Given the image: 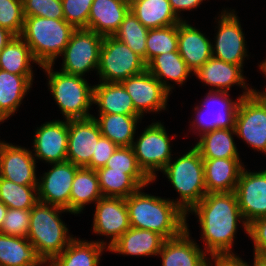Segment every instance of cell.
Segmentation results:
<instances>
[{
  "instance_id": "44dd1931",
  "label": "cell",
  "mask_w": 266,
  "mask_h": 266,
  "mask_svg": "<svg viewBox=\"0 0 266 266\" xmlns=\"http://www.w3.org/2000/svg\"><path fill=\"white\" fill-rule=\"evenodd\" d=\"M186 229L177 237L165 239L160 252L161 266H205L207 253L191 239Z\"/></svg>"
},
{
  "instance_id": "4316f807",
  "label": "cell",
  "mask_w": 266,
  "mask_h": 266,
  "mask_svg": "<svg viewBox=\"0 0 266 266\" xmlns=\"http://www.w3.org/2000/svg\"><path fill=\"white\" fill-rule=\"evenodd\" d=\"M103 240L90 241L75 238L58 255L47 262V266H98L104 249L108 250Z\"/></svg>"
},
{
  "instance_id": "db71d44e",
  "label": "cell",
  "mask_w": 266,
  "mask_h": 266,
  "mask_svg": "<svg viewBox=\"0 0 266 266\" xmlns=\"http://www.w3.org/2000/svg\"><path fill=\"white\" fill-rule=\"evenodd\" d=\"M121 1H123V2H125V3H127L129 5H131V3H132L133 0H121Z\"/></svg>"
},
{
  "instance_id": "f6af8a7d",
  "label": "cell",
  "mask_w": 266,
  "mask_h": 266,
  "mask_svg": "<svg viewBox=\"0 0 266 266\" xmlns=\"http://www.w3.org/2000/svg\"><path fill=\"white\" fill-rule=\"evenodd\" d=\"M117 148L116 144L102 136L96 144L91 161L85 167L93 170L104 167Z\"/></svg>"
},
{
  "instance_id": "8992f818",
  "label": "cell",
  "mask_w": 266,
  "mask_h": 266,
  "mask_svg": "<svg viewBox=\"0 0 266 266\" xmlns=\"http://www.w3.org/2000/svg\"><path fill=\"white\" fill-rule=\"evenodd\" d=\"M54 64L41 66L47 73L48 89L57 103L65 120L88 119L93 114L89 109L93 104L94 86L82 76L54 71Z\"/></svg>"
},
{
  "instance_id": "c3c4849f",
  "label": "cell",
  "mask_w": 266,
  "mask_h": 266,
  "mask_svg": "<svg viewBox=\"0 0 266 266\" xmlns=\"http://www.w3.org/2000/svg\"><path fill=\"white\" fill-rule=\"evenodd\" d=\"M169 2L176 16L179 19L184 20L180 16V13H181L180 11H185V10L192 11V9H195V8L197 9V7H200L199 5L203 3V0H169Z\"/></svg>"
},
{
  "instance_id": "d6986e66",
  "label": "cell",
  "mask_w": 266,
  "mask_h": 266,
  "mask_svg": "<svg viewBox=\"0 0 266 266\" xmlns=\"http://www.w3.org/2000/svg\"><path fill=\"white\" fill-rule=\"evenodd\" d=\"M101 137L99 126L93 117L68 120L67 161L85 167L91 161Z\"/></svg>"
},
{
  "instance_id": "4dcf8cb0",
  "label": "cell",
  "mask_w": 266,
  "mask_h": 266,
  "mask_svg": "<svg viewBox=\"0 0 266 266\" xmlns=\"http://www.w3.org/2000/svg\"><path fill=\"white\" fill-rule=\"evenodd\" d=\"M92 115L97 122L103 137L108 138L118 147H130L136 136V127L142 116L123 114H98Z\"/></svg>"
},
{
  "instance_id": "f5cc1de1",
  "label": "cell",
  "mask_w": 266,
  "mask_h": 266,
  "mask_svg": "<svg viewBox=\"0 0 266 266\" xmlns=\"http://www.w3.org/2000/svg\"><path fill=\"white\" fill-rule=\"evenodd\" d=\"M259 69H260V71H262L264 76H266V59L260 63ZM261 92L265 93L266 92V87H265V90L261 91Z\"/></svg>"
},
{
  "instance_id": "cb8c5ba5",
  "label": "cell",
  "mask_w": 266,
  "mask_h": 266,
  "mask_svg": "<svg viewBox=\"0 0 266 266\" xmlns=\"http://www.w3.org/2000/svg\"><path fill=\"white\" fill-rule=\"evenodd\" d=\"M164 241L165 238L157 232L130 227L108 251L124 256H159Z\"/></svg>"
},
{
  "instance_id": "b9f144b4",
  "label": "cell",
  "mask_w": 266,
  "mask_h": 266,
  "mask_svg": "<svg viewBox=\"0 0 266 266\" xmlns=\"http://www.w3.org/2000/svg\"><path fill=\"white\" fill-rule=\"evenodd\" d=\"M31 209L8 208L0 228V233L9 236L27 238L30 224Z\"/></svg>"
},
{
  "instance_id": "681fc988",
  "label": "cell",
  "mask_w": 266,
  "mask_h": 266,
  "mask_svg": "<svg viewBox=\"0 0 266 266\" xmlns=\"http://www.w3.org/2000/svg\"><path fill=\"white\" fill-rule=\"evenodd\" d=\"M15 35L8 29L0 27V52Z\"/></svg>"
},
{
  "instance_id": "f546056e",
  "label": "cell",
  "mask_w": 266,
  "mask_h": 266,
  "mask_svg": "<svg viewBox=\"0 0 266 266\" xmlns=\"http://www.w3.org/2000/svg\"><path fill=\"white\" fill-rule=\"evenodd\" d=\"M27 238L0 233V266H46Z\"/></svg>"
},
{
  "instance_id": "e575fe53",
  "label": "cell",
  "mask_w": 266,
  "mask_h": 266,
  "mask_svg": "<svg viewBox=\"0 0 266 266\" xmlns=\"http://www.w3.org/2000/svg\"><path fill=\"white\" fill-rule=\"evenodd\" d=\"M31 62L38 64L21 36H14L0 52V69L17 75H33Z\"/></svg>"
},
{
  "instance_id": "f35d334b",
  "label": "cell",
  "mask_w": 266,
  "mask_h": 266,
  "mask_svg": "<svg viewBox=\"0 0 266 266\" xmlns=\"http://www.w3.org/2000/svg\"><path fill=\"white\" fill-rule=\"evenodd\" d=\"M173 51H178V24L148 30L146 64L155 56Z\"/></svg>"
},
{
  "instance_id": "f907efd6",
  "label": "cell",
  "mask_w": 266,
  "mask_h": 266,
  "mask_svg": "<svg viewBox=\"0 0 266 266\" xmlns=\"http://www.w3.org/2000/svg\"><path fill=\"white\" fill-rule=\"evenodd\" d=\"M253 261H254L253 266H266V256L254 254ZM245 263L246 266H249V264H247L248 262L245 261Z\"/></svg>"
},
{
  "instance_id": "5bb4252c",
  "label": "cell",
  "mask_w": 266,
  "mask_h": 266,
  "mask_svg": "<svg viewBox=\"0 0 266 266\" xmlns=\"http://www.w3.org/2000/svg\"><path fill=\"white\" fill-rule=\"evenodd\" d=\"M121 83L131 96L135 110L142 117L144 113H156L166 109L171 93L147 69Z\"/></svg>"
},
{
  "instance_id": "74e56055",
  "label": "cell",
  "mask_w": 266,
  "mask_h": 266,
  "mask_svg": "<svg viewBox=\"0 0 266 266\" xmlns=\"http://www.w3.org/2000/svg\"><path fill=\"white\" fill-rule=\"evenodd\" d=\"M148 30L130 10L113 36L130 47L146 63V39Z\"/></svg>"
},
{
  "instance_id": "2e32d148",
  "label": "cell",
  "mask_w": 266,
  "mask_h": 266,
  "mask_svg": "<svg viewBox=\"0 0 266 266\" xmlns=\"http://www.w3.org/2000/svg\"><path fill=\"white\" fill-rule=\"evenodd\" d=\"M95 205L93 232L110 237L109 249L131 227L126 198L102 197Z\"/></svg>"
},
{
  "instance_id": "f1b7e54d",
  "label": "cell",
  "mask_w": 266,
  "mask_h": 266,
  "mask_svg": "<svg viewBox=\"0 0 266 266\" xmlns=\"http://www.w3.org/2000/svg\"><path fill=\"white\" fill-rule=\"evenodd\" d=\"M146 69L169 93L172 92L174 87L169 83V80L175 82L177 85H183L189 75H193V71L187 66L178 51L155 56L146 64Z\"/></svg>"
},
{
  "instance_id": "bcb514c9",
  "label": "cell",
  "mask_w": 266,
  "mask_h": 266,
  "mask_svg": "<svg viewBox=\"0 0 266 266\" xmlns=\"http://www.w3.org/2000/svg\"><path fill=\"white\" fill-rule=\"evenodd\" d=\"M247 235L253 240L254 254L266 256V217L250 222Z\"/></svg>"
},
{
  "instance_id": "9a60e30c",
  "label": "cell",
  "mask_w": 266,
  "mask_h": 266,
  "mask_svg": "<svg viewBox=\"0 0 266 266\" xmlns=\"http://www.w3.org/2000/svg\"><path fill=\"white\" fill-rule=\"evenodd\" d=\"M234 193L247 224L266 217V169L250 172L244 167Z\"/></svg>"
},
{
  "instance_id": "52a82bcc",
  "label": "cell",
  "mask_w": 266,
  "mask_h": 266,
  "mask_svg": "<svg viewBox=\"0 0 266 266\" xmlns=\"http://www.w3.org/2000/svg\"><path fill=\"white\" fill-rule=\"evenodd\" d=\"M146 70L143 58L114 36H104L99 52V82L117 83Z\"/></svg>"
},
{
  "instance_id": "ffe728a7",
  "label": "cell",
  "mask_w": 266,
  "mask_h": 266,
  "mask_svg": "<svg viewBox=\"0 0 266 266\" xmlns=\"http://www.w3.org/2000/svg\"><path fill=\"white\" fill-rule=\"evenodd\" d=\"M193 74L208 86H211L210 91H226L238 85L244 89V92L239 96L243 98L252 94L256 89L248 87L246 78L243 75V67L233 63L224 62L218 58L211 57L203 66L199 67ZM215 88V89H214Z\"/></svg>"
},
{
  "instance_id": "d4e9b609",
  "label": "cell",
  "mask_w": 266,
  "mask_h": 266,
  "mask_svg": "<svg viewBox=\"0 0 266 266\" xmlns=\"http://www.w3.org/2000/svg\"><path fill=\"white\" fill-rule=\"evenodd\" d=\"M129 11L130 5L121 0H93L88 29L102 36H113Z\"/></svg>"
},
{
  "instance_id": "d6a6232c",
  "label": "cell",
  "mask_w": 266,
  "mask_h": 266,
  "mask_svg": "<svg viewBox=\"0 0 266 266\" xmlns=\"http://www.w3.org/2000/svg\"><path fill=\"white\" fill-rule=\"evenodd\" d=\"M235 128H220L207 132L193 146L203 159L240 158L234 142Z\"/></svg>"
},
{
  "instance_id": "ba28073f",
  "label": "cell",
  "mask_w": 266,
  "mask_h": 266,
  "mask_svg": "<svg viewBox=\"0 0 266 266\" xmlns=\"http://www.w3.org/2000/svg\"><path fill=\"white\" fill-rule=\"evenodd\" d=\"M166 131L163 123L156 121L147 126L131 145L139 166L153 182L157 179L156 171L162 172L173 159Z\"/></svg>"
},
{
  "instance_id": "3957f363",
  "label": "cell",
  "mask_w": 266,
  "mask_h": 266,
  "mask_svg": "<svg viewBox=\"0 0 266 266\" xmlns=\"http://www.w3.org/2000/svg\"><path fill=\"white\" fill-rule=\"evenodd\" d=\"M21 37L30 47L39 67L55 64L66 48L75 28L64 19L24 16Z\"/></svg>"
},
{
  "instance_id": "816d5d0a",
  "label": "cell",
  "mask_w": 266,
  "mask_h": 266,
  "mask_svg": "<svg viewBox=\"0 0 266 266\" xmlns=\"http://www.w3.org/2000/svg\"><path fill=\"white\" fill-rule=\"evenodd\" d=\"M7 209L8 207L0 201V228L3 224Z\"/></svg>"
},
{
  "instance_id": "6da1fadb",
  "label": "cell",
  "mask_w": 266,
  "mask_h": 266,
  "mask_svg": "<svg viewBox=\"0 0 266 266\" xmlns=\"http://www.w3.org/2000/svg\"><path fill=\"white\" fill-rule=\"evenodd\" d=\"M194 213L201 227V239L207 254H233L232 247L238 223L248 234L234 192L207 193L187 214Z\"/></svg>"
},
{
  "instance_id": "603a6c76",
  "label": "cell",
  "mask_w": 266,
  "mask_h": 266,
  "mask_svg": "<svg viewBox=\"0 0 266 266\" xmlns=\"http://www.w3.org/2000/svg\"><path fill=\"white\" fill-rule=\"evenodd\" d=\"M207 193L234 192L244 168L240 158L203 159Z\"/></svg>"
},
{
  "instance_id": "30bf717a",
  "label": "cell",
  "mask_w": 266,
  "mask_h": 266,
  "mask_svg": "<svg viewBox=\"0 0 266 266\" xmlns=\"http://www.w3.org/2000/svg\"><path fill=\"white\" fill-rule=\"evenodd\" d=\"M104 36L87 28L75 29L64 49L62 72L85 77L89 71H98L99 52Z\"/></svg>"
},
{
  "instance_id": "7bdbcfd3",
  "label": "cell",
  "mask_w": 266,
  "mask_h": 266,
  "mask_svg": "<svg viewBox=\"0 0 266 266\" xmlns=\"http://www.w3.org/2000/svg\"><path fill=\"white\" fill-rule=\"evenodd\" d=\"M64 20L75 29L87 28L93 0H61Z\"/></svg>"
},
{
  "instance_id": "5b68a950",
  "label": "cell",
  "mask_w": 266,
  "mask_h": 266,
  "mask_svg": "<svg viewBox=\"0 0 266 266\" xmlns=\"http://www.w3.org/2000/svg\"><path fill=\"white\" fill-rule=\"evenodd\" d=\"M162 173L180 196L171 200L186 215L207 194L203 158L194 147L177 160L171 159Z\"/></svg>"
},
{
  "instance_id": "8d00e7d4",
  "label": "cell",
  "mask_w": 266,
  "mask_h": 266,
  "mask_svg": "<svg viewBox=\"0 0 266 266\" xmlns=\"http://www.w3.org/2000/svg\"><path fill=\"white\" fill-rule=\"evenodd\" d=\"M38 185H19L0 177V201L11 209H31L38 202Z\"/></svg>"
},
{
  "instance_id": "4fadbf2b",
  "label": "cell",
  "mask_w": 266,
  "mask_h": 266,
  "mask_svg": "<svg viewBox=\"0 0 266 266\" xmlns=\"http://www.w3.org/2000/svg\"><path fill=\"white\" fill-rule=\"evenodd\" d=\"M51 169L38 179V201L64 208L70 212V193L77 170L70 161L50 164Z\"/></svg>"
},
{
  "instance_id": "d590c367",
  "label": "cell",
  "mask_w": 266,
  "mask_h": 266,
  "mask_svg": "<svg viewBox=\"0 0 266 266\" xmlns=\"http://www.w3.org/2000/svg\"><path fill=\"white\" fill-rule=\"evenodd\" d=\"M103 197L128 198L141 186L124 171L101 167L96 170Z\"/></svg>"
},
{
  "instance_id": "7402d4cb",
  "label": "cell",
  "mask_w": 266,
  "mask_h": 266,
  "mask_svg": "<svg viewBox=\"0 0 266 266\" xmlns=\"http://www.w3.org/2000/svg\"><path fill=\"white\" fill-rule=\"evenodd\" d=\"M211 41L188 21L178 24V53L187 66L195 72L212 57Z\"/></svg>"
},
{
  "instance_id": "ee69618b",
  "label": "cell",
  "mask_w": 266,
  "mask_h": 266,
  "mask_svg": "<svg viewBox=\"0 0 266 266\" xmlns=\"http://www.w3.org/2000/svg\"><path fill=\"white\" fill-rule=\"evenodd\" d=\"M24 16L64 19L61 0H23Z\"/></svg>"
},
{
  "instance_id": "ac0fdd59",
  "label": "cell",
  "mask_w": 266,
  "mask_h": 266,
  "mask_svg": "<svg viewBox=\"0 0 266 266\" xmlns=\"http://www.w3.org/2000/svg\"><path fill=\"white\" fill-rule=\"evenodd\" d=\"M36 160L32 151L6 143L0 145V177L19 185H38Z\"/></svg>"
},
{
  "instance_id": "7a4b0ae2",
  "label": "cell",
  "mask_w": 266,
  "mask_h": 266,
  "mask_svg": "<svg viewBox=\"0 0 266 266\" xmlns=\"http://www.w3.org/2000/svg\"><path fill=\"white\" fill-rule=\"evenodd\" d=\"M143 188L126 198L130 226L157 232L165 239L180 235L186 229L188 215L170 198L146 194Z\"/></svg>"
},
{
  "instance_id": "277c9868",
  "label": "cell",
  "mask_w": 266,
  "mask_h": 266,
  "mask_svg": "<svg viewBox=\"0 0 266 266\" xmlns=\"http://www.w3.org/2000/svg\"><path fill=\"white\" fill-rule=\"evenodd\" d=\"M69 212L64 208L38 201L31 208L27 239L36 248L38 254L47 263L60 254L75 238L59 216Z\"/></svg>"
},
{
  "instance_id": "1f68e13d",
  "label": "cell",
  "mask_w": 266,
  "mask_h": 266,
  "mask_svg": "<svg viewBox=\"0 0 266 266\" xmlns=\"http://www.w3.org/2000/svg\"><path fill=\"white\" fill-rule=\"evenodd\" d=\"M130 10L148 29L167 27L182 21L173 12L169 0H133Z\"/></svg>"
},
{
  "instance_id": "e0dca14e",
  "label": "cell",
  "mask_w": 266,
  "mask_h": 266,
  "mask_svg": "<svg viewBox=\"0 0 266 266\" xmlns=\"http://www.w3.org/2000/svg\"><path fill=\"white\" fill-rule=\"evenodd\" d=\"M33 140L35 160L48 164L67 161L68 120H52L37 127Z\"/></svg>"
},
{
  "instance_id": "7dc6e473",
  "label": "cell",
  "mask_w": 266,
  "mask_h": 266,
  "mask_svg": "<svg viewBox=\"0 0 266 266\" xmlns=\"http://www.w3.org/2000/svg\"><path fill=\"white\" fill-rule=\"evenodd\" d=\"M205 266H212L211 259L214 261V266H246V263L239 257L233 254H209Z\"/></svg>"
},
{
  "instance_id": "ab89813d",
  "label": "cell",
  "mask_w": 266,
  "mask_h": 266,
  "mask_svg": "<svg viewBox=\"0 0 266 266\" xmlns=\"http://www.w3.org/2000/svg\"><path fill=\"white\" fill-rule=\"evenodd\" d=\"M105 167L129 174L141 187H147L153 181L139 166L132 147H118L108 159Z\"/></svg>"
},
{
  "instance_id": "484cf974",
  "label": "cell",
  "mask_w": 266,
  "mask_h": 266,
  "mask_svg": "<svg viewBox=\"0 0 266 266\" xmlns=\"http://www.w3.org/2000/svg\"><path fill=\"white\" fill-rule=\"evenodd\" d=\"M99 83L93 85V104L97 105L99 108L98 114L141 116L135 110L131 96L121 82Z\"/></svg>"
},
{
  "instance_id": "836d02e7",
  "label": "cell",
  "mask_w": 266,
  "mask_h": 266,
  "mask_svg": "<svg viewBox=\"0 0 266 266\" xmlns=\"http://www.w3.org/2000/svg\"><path fill=\"white\" fill-rule=\"evenodd\" d=\"M102 197L96 170L80 167L74 176L70 193L71 214H80L85 205L96 203Z\"/></svg>"
},
{
  "instance_id": "60d3db41",
  "label": "cell",
  "mask_w": 266,
  "mask_h": 266,
  "mask_svg": "<svg viewBox=\"0 0 266 266\" xmlns=\"http://www.w3.org/2000/svg\"><path fill=\"white\" fill-rule=\"evenodd\" d=\"M24 18L23 0H0V27L20 36Z\"/></svg>"
},
{
  "instance_id": "9c48e42d",
  "label": "cell",
  "mask_w": 266,
  "mask_h": 266,
  "mask_svg": "<svg viewBox=\"0 0 266 266\" xmlns=\"http://www.w3.org/2000/svg\"><path fill=\"white\" fill-rule=\"evenodd\" d=\"M236 136L266 155V94L255 90L240 99L235 118Z\"/></svg>"
},
{
  "instance_id": "7c38bea8",
  "label": "cell",
  "mask_w": 266,
  "mask_h": 266,
  "mask_svg": "<svg viewBox=\"0 0 266 266\" xmlns=\"http://www.w3.org/2000/svg\"><path fill=\"white\" fill-rule=\"evenodd\" d=\"M218 16V30L212 44V56L224 62L243 67L245 57L249 56L245 44V34L234 9L223 10Z\"/></svg>"
},
{
  "instance_id": "8fae6325",
  "label": "cell",
  "mask_w": 266,
  "mask_h": 266,
  "mask_svg": "<svg viewBox=\"0 0 266 266\" xmlns=\"http://www.w3.org/2000/svg\"><path fill=\"white\" fill-rule=\"evenodd\" d=\"M230 98L229 92L210 91L201 105L194 107L195 119L191 122L192 129H197L198 136L220 128H235V118L240 102Z\"/></svg>"
},
{
  "instance_id": "11a10c76",
  "label": "cell",
  "mask_w": 266,
  "mask_h": 266,
  "mask_svg": "<svg viewBox=\"0 0 266 266\" xmlns=\"http://www.w3.org/2000/svg\"><path fill=\"white\" fill-rule=\"evenodd\" d=\"M1 122L3 123L4 122V120L0 117V124H1Z\"/></svg>"
},
{
  "instance_id": "83f0119b",
  "label": "cell",
  "mask_w": 266,
  "mask_h": 266,
  "mask_svg": "<svg viewBox=\"0 0 266 266\" xmlns=\"http://www.w3.org/2000/svg\"><path fill=\"white\" fill-rule=\"evenodd\" d=\"M34 75H17L0 69V117L5 121L18 110L32 88Z\"/></svg>"
}]
</instances>
